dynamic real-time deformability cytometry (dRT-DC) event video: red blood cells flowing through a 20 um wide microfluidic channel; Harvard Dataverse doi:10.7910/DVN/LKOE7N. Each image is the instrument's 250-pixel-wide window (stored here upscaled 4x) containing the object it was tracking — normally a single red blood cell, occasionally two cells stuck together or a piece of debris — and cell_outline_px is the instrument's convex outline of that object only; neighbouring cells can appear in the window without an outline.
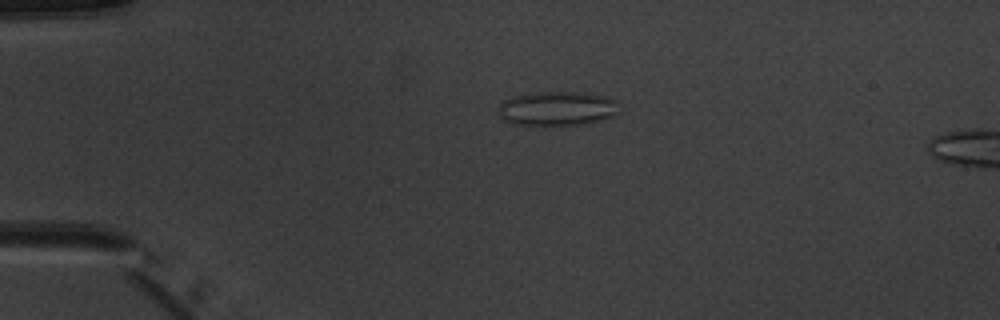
{"species": "common noctule bat (a hibernating species)", "species_latin": "Nyctalus noctula", "temperature_condition": "warm", "stored_images_in_passage": 5, "segment_of_instrument_passage": [1, 2], "camera_frame_rate_fps": 3000, "um_per_image_px": 0.085, "animal": {"sex": "male", "body_mass_g": 20.1, "forearm_length_mm": 53.5}, "frame": {"image": 1, "passage_image": 4, "time_ms": 3.333, "image_size_px": [1000, 320], "cell_outline_px": [[616, 112], [612, 116], [604, 120], [588, 124], [544, 128], [540, 128], [512, 124], [504, 120], [496, 112], [500, 100], [512, 96], [536, 92], [572, 92], [604, 96], [616, 100]], "centroid_in_image_um": [47.24, 9.28], "position_along_channel_um": 37.8, "area_um2": 25.2}}